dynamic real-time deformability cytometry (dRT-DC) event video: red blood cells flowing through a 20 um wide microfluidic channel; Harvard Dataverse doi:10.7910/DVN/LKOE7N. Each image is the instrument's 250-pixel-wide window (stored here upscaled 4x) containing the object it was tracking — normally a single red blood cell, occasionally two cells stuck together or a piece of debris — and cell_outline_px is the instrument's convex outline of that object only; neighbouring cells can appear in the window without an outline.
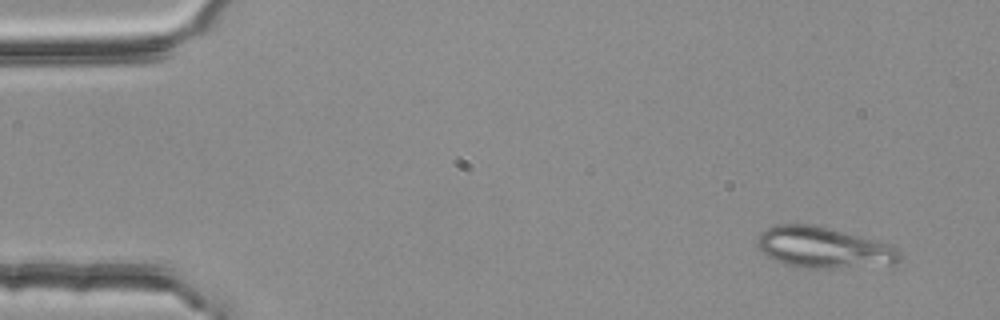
{"species": "common noctule bat (a hibernating species)", "species_latin": "Nyctalus noctula", "temperature_condition": "room temperature", "stored_images_in_passage": 6, "camera_frame_rate_fps": 3000, "um_per_image_px": 0.085, "animal": {"sex": "female", "body_mass_g": 25.1}, "frame": {"image": 1, "passage_image": 1, "time_ms": 0.0, "image_size_px": [1000, 320], "cell_outline_px": [[900, 260], [892, 264], [840, 268], [804, 268], [788, 264], [776, 260], [768, 256], [756, 244], [756, 240], [760, 232], [776, 224], [812, 224], [892, 244], [900, 252]], "centroid_in_image_um": [70.01, 21.04], "position_along_channel_um": 15.0, "area_um2": 33.81}}
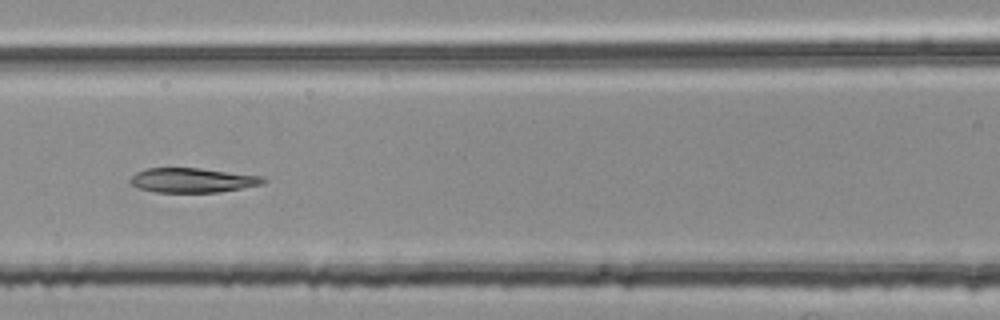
{"frame": {"image": 2, "passage_image": 6, "time_ms": 1.667, "image_size_px": [1000, 320], "cell_outline_px": [[268, 180], [264, 184], [220, 192], [156, 192], [140, 188], [132, 184], [128, 180], [136, 172], [144, 168], [200, 168], [264, 176]], "centroid_in_image_um": [16.4, 15.31], "position_along_channel_um": 150.2, "area_um2": 19.13}}